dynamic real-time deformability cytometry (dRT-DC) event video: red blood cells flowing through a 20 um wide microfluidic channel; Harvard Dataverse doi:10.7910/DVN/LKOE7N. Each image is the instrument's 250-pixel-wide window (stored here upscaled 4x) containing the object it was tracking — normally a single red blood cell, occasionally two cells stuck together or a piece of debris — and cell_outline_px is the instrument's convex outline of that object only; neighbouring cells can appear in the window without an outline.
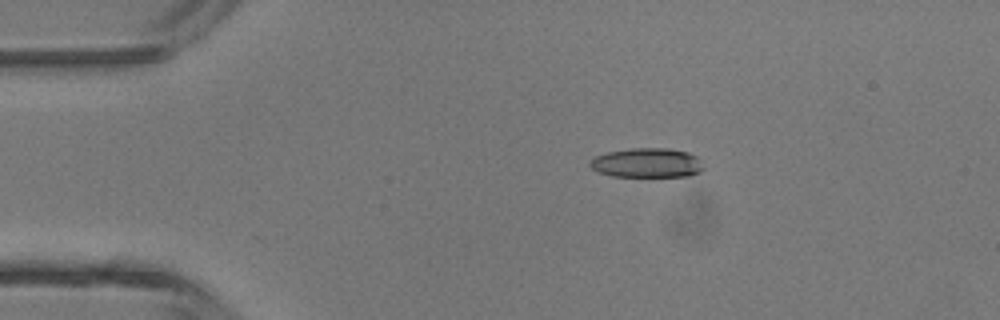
{"species": "common noctule bat (a hibernating species)", "species_latin": "Nyctalus noctula", "temperature_condition": "room temperature", "stored_images_in_passage": 3, "camera_frame_rate_fps": 3000, "um_per_image_px": 0.085, "animal": {"sex": "male", "body_mass_g": 13.3}, "frame": {"image": 1, "passage_image": 2, "time_ms": 1.0, "image_size_px": [1000, 320], "cell_outline_px": [[704, 168], [700, 172], [688, 176], [612, 176], [600, 172], [592, 168], [588, 164], [596, 156], [608, 152], [628, 148], [668, 148], [688, 152], [696, 156]], "centroid_in_image_um": [55.01, 13.84], "position_along_channel_um": 30.0, "area_um2": 19.36}}